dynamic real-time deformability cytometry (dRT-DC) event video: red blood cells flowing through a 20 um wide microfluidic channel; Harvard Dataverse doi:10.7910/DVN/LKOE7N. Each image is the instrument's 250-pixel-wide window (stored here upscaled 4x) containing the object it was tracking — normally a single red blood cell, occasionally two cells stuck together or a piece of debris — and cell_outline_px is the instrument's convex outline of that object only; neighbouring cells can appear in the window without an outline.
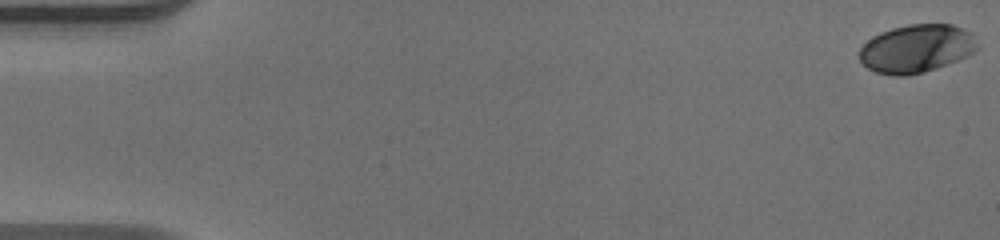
{"species": "human", "species_latin": "Homo sapiens", "temperature_condition": "warm", "stored_images_in_passage": 53, "camera_frame_rate_fps": 3000, "um_per_image_px": 0.085, "donor": {"sex": "male"}, "frame": {"image": 1, "passage_image": 1, "time_ms": 0.0, "image_size_px": [1000, 240], "cell_outline_px": [[980, 48], [956, 60], [924, 72], [904, 76], [896, 76], [876, 72], [868, 68], [860, 60], [860, 48], [872, 36], [880, 32], [892, 28], [908, 24], [952, 24], [968, 32]], "centroid_in_image_um": [77.85, 4.12], "position_along_channel_um": 7.2, "area_um2": 32.6}}
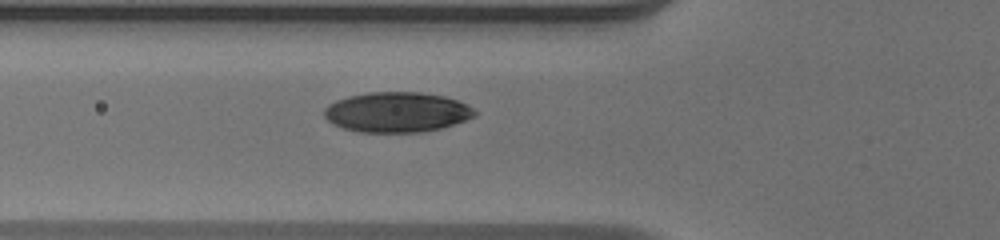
{"frame": {"image": 2, "passage_image": 20, "time_ms": 6.333, "image_size_px": [1000, 240], "cell_outline_px": [[476, 116], [440, 128], [420, 132], [360, 132], [344, 128], [332, 124], [324, 116], [324, 108], [328, 104], [336, 100], [348, 96], [368, 92], [420, 92], [444, 96], [468, 104], [476, 112]], "centroid_in_image_um": [33.7, 9.52], "position_along_channel_um": 92.1, "area_um2": 35.14}}
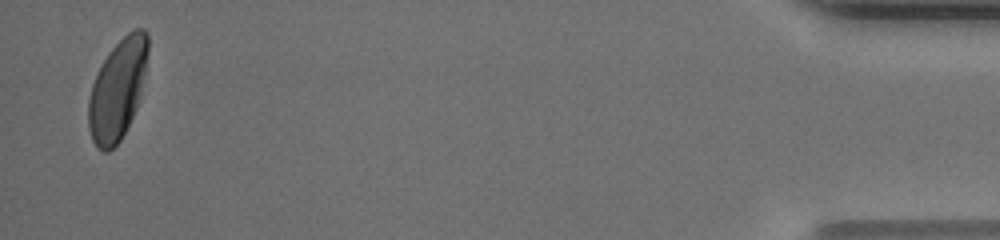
{"frame": {"image": 3, "passage_image": 52, "time_ms": 17.0, "image_size_px": [1000, 240], "cell_outline_px": [[148, 52], [144, 72], [136, 108], [120, 140], [108, 152], [104, 152], [92, 140], [88, 128], [88, 100], [92, 84], [108, 52], [128, 32], [136, 28], [144, 28], [148, 32]], "centroid_in_image_um": [9.98, 7.59], "position_along_channel_um": 425.2, "area_um2": 34.1}, "authors_computed_cell_mechanics": {"area_um2": 34.102, "velocity_mm_per_s": 3.9239, "shape_relaxation_time_tau1_ms": 2.7433, "shape_relaxation_time_tau2_ms": null, "deformation_change_tau1": 0.1478, "deformation_change_tau2": null}}